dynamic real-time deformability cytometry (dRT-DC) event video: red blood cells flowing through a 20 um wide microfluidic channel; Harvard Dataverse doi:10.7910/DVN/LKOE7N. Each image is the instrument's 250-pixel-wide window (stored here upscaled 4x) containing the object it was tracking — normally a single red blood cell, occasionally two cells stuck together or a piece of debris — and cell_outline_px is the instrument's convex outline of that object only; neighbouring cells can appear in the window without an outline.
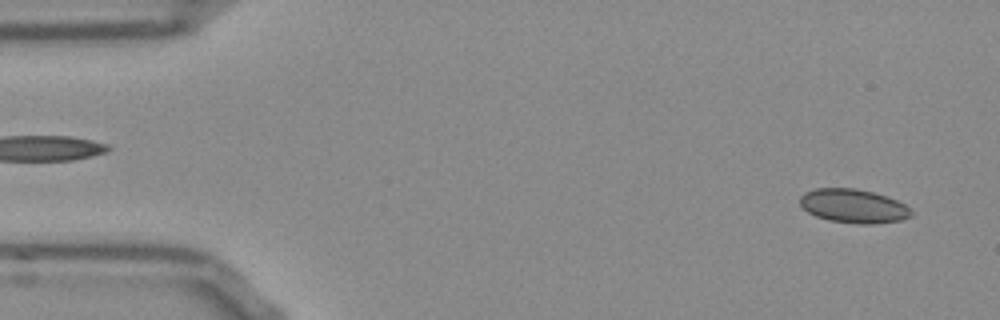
{"species": "Egyptian fruit bat (a non-hibernating species)", "species_latin": "Rousettus aegyptiacus", "temperature_condition": "room temperature", "stored_images_in_passage": 52, "camera_frame_rate_fps": 3000, "um_per_image_px": 0.085, "frame": {"image": 1, "passage_image": 2, "time_ms": 0.333, "image_size_px": [1000, 320], "cell_outline_px": [[912, 216], [900, 220], [872, 224], [860, 224], [828, 220], [816, 216], [808, 212], [800, 204], [800, 196], [804, 192], [816, 188], [852, 188], [872, 192], [896, 200], [904, 204], [912, 212]], "centroid_in_image_um": [72.51, 17.51], "position_along_channel_um": 12.5, "area_um2": 21.73}}
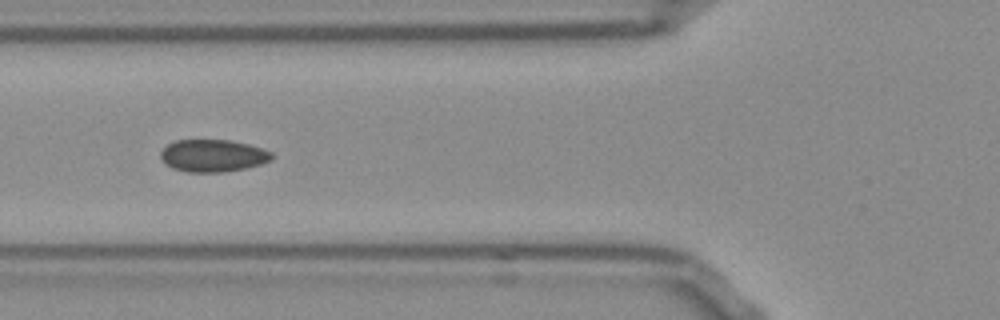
{"frame": {"image": 2, "passage_image": 18, "time_ms": 5.667, "image_size_px": [1000, 320], "cell_outline_px": [[272, 160], [260, 164], [244, 168], [224, 172], [188, 172], [172, 168], [164, 164], [160, 156], [160, 152], [168, 144], [176, 140], [232, 140], [248, 144], [272, 152]], "centroid_in_image_um": [18.07, 13.23], "position_along_channel_um": 107.7, "area_um2": 20.92}}
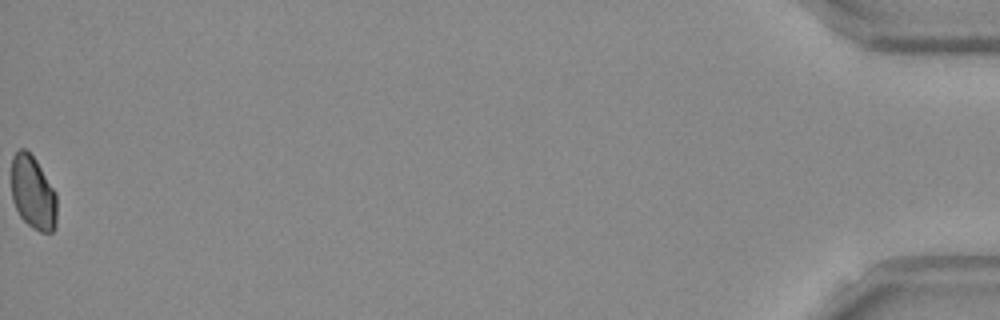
{"frame": {"image": 3, "passage_image": 52, "time_ms": 17.0, "image_size_px": [1000, 320], "cell_outline_px": [[56, 228], [52, 232], [40, 232], [32, 228], [20, 216], [12, 200], [12, 156], [20, 148], [24, 148], [36, 160], [56, 192]], "centroid_in_image_um": [2.81, 16.4], "position_along_channel_um": 432.4, "area_um2": 19.48}, "authors_computed_cell_mechanics": {"area_um2": 21.0681, "velocity_mm_per_s": 3.8102, "shape_relaxation_time_tau1_ms": null, "shape_relaxation_time_tau2_ms": 1.3272, "deformation_change_tau1": null, "deformation_change_tau2": 0.0419}}